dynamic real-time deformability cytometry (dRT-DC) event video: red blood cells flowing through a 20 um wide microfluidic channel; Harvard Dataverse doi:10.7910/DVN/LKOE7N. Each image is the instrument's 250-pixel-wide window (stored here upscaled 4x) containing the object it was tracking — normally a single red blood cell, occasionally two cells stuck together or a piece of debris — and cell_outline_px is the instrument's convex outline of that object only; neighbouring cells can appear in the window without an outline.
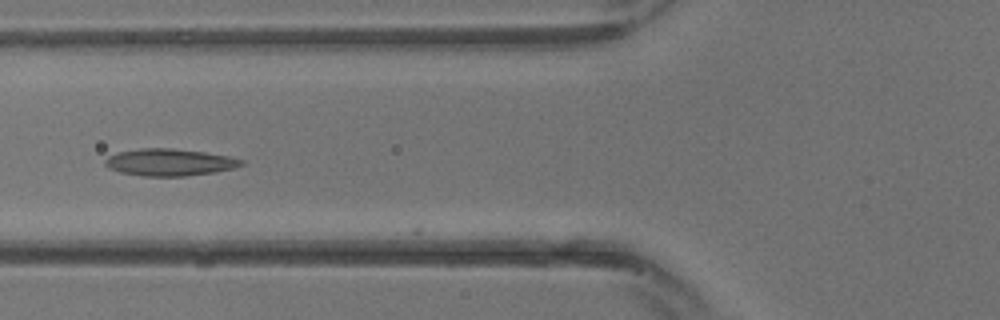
{"species": "common noctule bat (a hibernating species)", "species_latin": "Nyctalus noctula", "temperature_condition": "warm", "stored_images_in_passage": 14, "camera_frame_rate_fps": 3000, "um_per_image_px": 0.085, "animal": {"sex": "male", "body_mass_g": 13.3}, "frame": {"image": 1, "passage_image": 11, "time_ms": 3.333, "image_size_px": [1000, 320], "cell_outline_px": [[244, 164], [232, 168], [216, 172], [184, 176], [144, 176], [120, 172], [108, 168], [104, 164], [104, 160], [108, 156], [116, 152], [140, 148], [172, 148], [204, 152], [228, 156], [244, 160]], "centroid_in_image_um": [14.37, 13.79], "position_along_channel_um": 111.4, "area_um2": 21.5}}
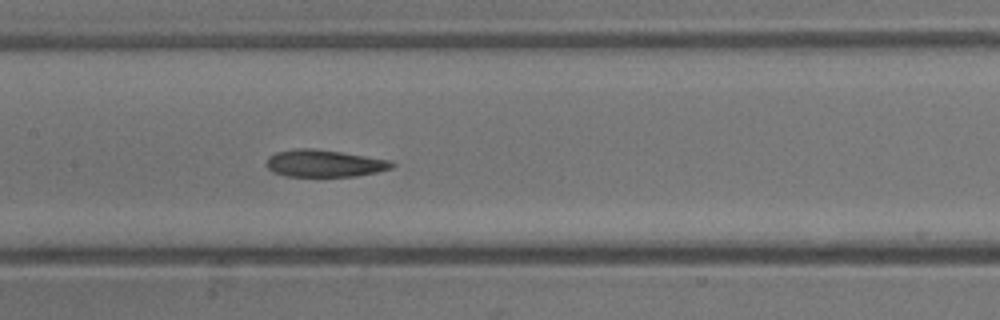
{"frame": {"image": 2, "passage_image": 14, "time_ms": 4.333, "image_size_px": [1000, 320], "cell_outline_px": [[396, 164], [392, 168], [376, 172], [356, 176], [284, 176], [272, 172], [264, 164], [268, 156], [276, 152], [296, 148], [312, 148], [340, 152], [388, 160]], "centroid_in_image_um": [27.5, 13.89], "position_along_channel_um": 179.9, "area_um2": 19.83}}